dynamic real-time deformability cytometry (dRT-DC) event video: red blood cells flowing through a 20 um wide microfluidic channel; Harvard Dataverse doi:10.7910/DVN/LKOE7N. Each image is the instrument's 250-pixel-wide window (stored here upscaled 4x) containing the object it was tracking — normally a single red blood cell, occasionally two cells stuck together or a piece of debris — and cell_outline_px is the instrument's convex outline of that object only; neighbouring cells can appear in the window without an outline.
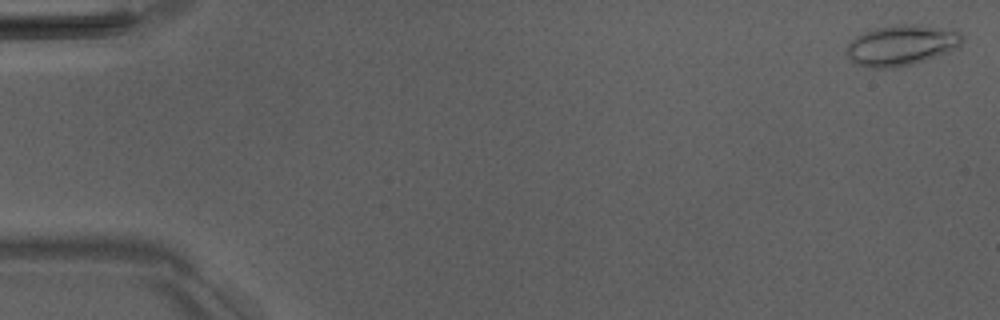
{"species": "Egyptian fruit bat (a non-hibernating species)", "species_latin": "Rousettus aegyptiacus", "temperature_condition": "room temperature", "stored_images_in_passage": 51, "camera_frame_rate_fps": 3000, "um_per_image_px": 0.085, "animal": {"sex": "male"}, "frame": {"image": 1, "passage_image": 1, "time_ms": 0.0, "image_size_px": [1000, 320], "cell_outline_px": [[964, 40], [960, 44], [944, 52], [924, 60], [912, 64], [892, 68], [872, 68], [856, 64], [848, 56], [848, 44], [856, 36], [864, 32], [876, 28], [900, 24], [916, 24], [960, 32], [964, 36]], "centroid_in_image_um": [76.58, 3.84], "position_along_channel_um": 8.4, "area_um2": 26.65}}
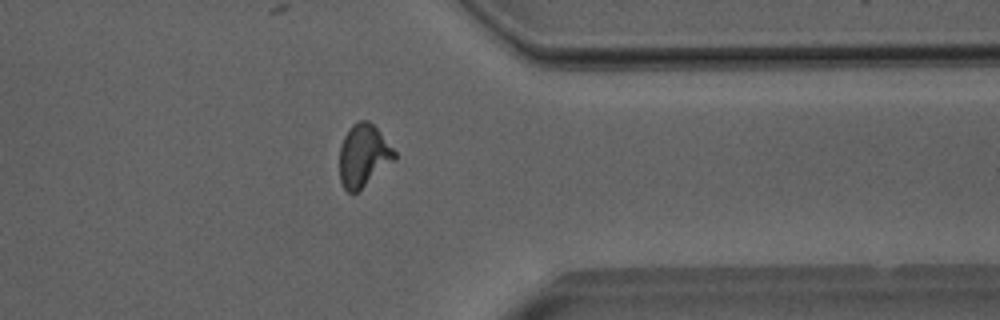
{"frame": {"image": 2, "passage_image": 41, "time_ms": 13.333, "image_size_px": [1000, 320], "cell_outline_px": [[396, 160], [356, 192], [348, 192], [344, 188], [340, 180], [340, 148], [344, 136], [352, 124], [360, 120], [368, 120], [376, 128], [396, 152]], "centroid_in_image_um": [30.9, 13.22], "position_along_channel_um": 380.5, "area_um2": 19.77}}
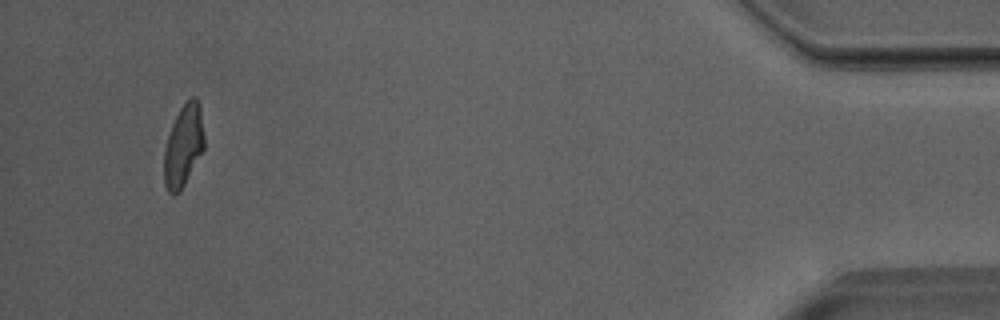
{"frame": {"image": 3, "passage_image": 49, "time_ms": 16.0, "image_size_px": [1000, 320], "cell_outline_px": [[204, 148], [180, 192], [176, 196], [172, 196], [168, 192], [164, 184], [164, 152], [168, 136], [172, 124], [180, 108], [192, 96], [196, 96], [200, 104], [204, 136]], "centroid_in_image_um": [15.59, 12.41], "position_along_channel_um": 419.6, "area_um2": 19.19}, "authors_computed_cell_mechanics": {"area_um2": 19.8832, "velocity_mm_per_s": 4.0079, "shape_relaxation_time_tau1_ms": 6.2654, "shape_relaxation_time_tau2_ms": 1.5086, "deformation_change_tau1": 0.1903, "deformation_change_tau2": 0.0765}}